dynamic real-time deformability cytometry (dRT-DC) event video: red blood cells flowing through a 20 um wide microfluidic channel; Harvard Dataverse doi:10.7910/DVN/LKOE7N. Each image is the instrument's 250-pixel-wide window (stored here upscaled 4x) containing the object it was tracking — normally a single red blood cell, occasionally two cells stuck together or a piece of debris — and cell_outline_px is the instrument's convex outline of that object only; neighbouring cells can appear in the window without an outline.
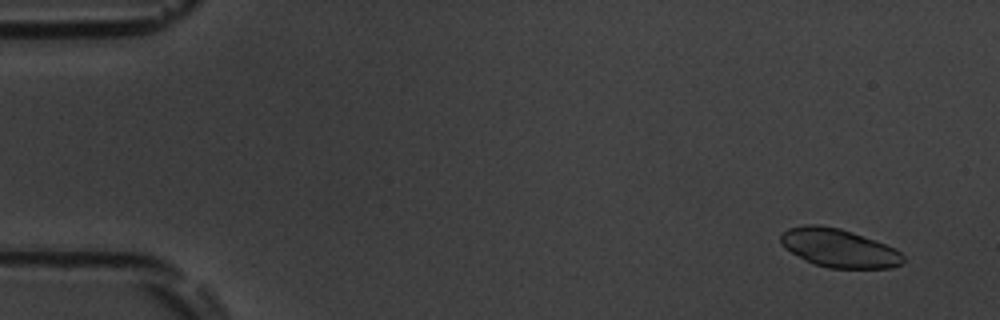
{"species": "common noctule bat (a hibernating species)", "species_latin": "Nyctalus noctula", "temperature_condition": "room temperature", "stored_images_in_passage": 55, "camera_frame_rate_fps": 3000, "um_per_image_px": 0.085, "animal": {"sex": "male", "body_mass_g": 19.5, "forearm_length_mm": 54.6}, "frame": {"image": 1, "passage_image": 4, "time_ms": 1.0, "image_size_px": [1000, 320], "cell_outline_px": [[904, 260], [900, 264], [892, 268], [828, 268], [816, 264], [784, 248], [780, 244], [780, 236], [788, 228], [804, 224], [816, 224], [840, 228], [852, 232], [896, 248], [904, 256]], "centroid_in_image_um": [71.31, 21.07], "position_along_channel_um": 13.7, "area_um2": 27.28}}
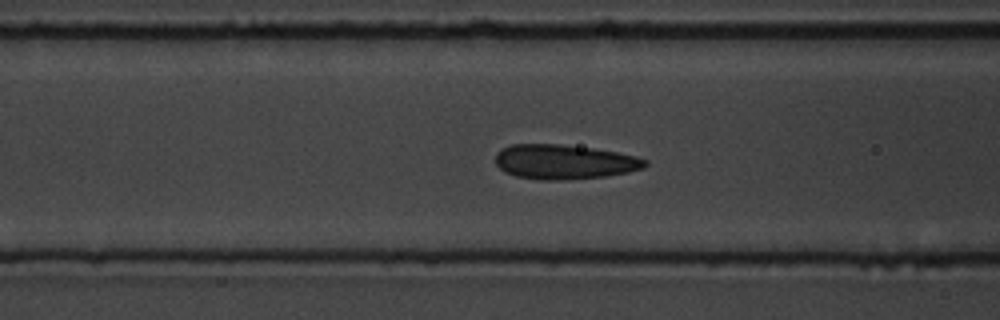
{"frame": {"image": 2, "passage_image": 22, "time_ms": 7.0, "image_size_px": [1000, 320], "cell_outline_px": [[648, 164], [644, 168], [628, 172], [604, 176], [560, 180], [540, 180], [516, 176], [504, 172], [496, 164], [496, 152], [500, 148], [512, 144], [560, 144], [592, 148], [616, 152], [636, 156], [648, 160]], "centroid_in_image_um": [47.94, 13.75], "position_along_channel_um": 118.7, "area_um2": 30.23}}
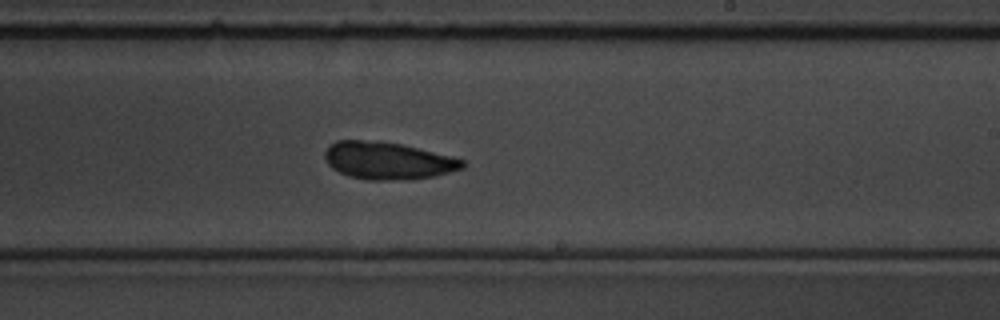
{"frame": {"image": 3, "passage_image": 33, "time_ms": 10.667, "image_size_px": [1000, 320], "cell_outline_px": [[464, 168], [432, 176], [408, 180], [368, 180], [348, 176], [332, 168], [328, 164], [324, 156], [324, 152], [336, 140], [380, 140], [400, 144], [452, 156], [464, 160]], "centroid_in_image_um": [32.94, 13.65], "position_along_channel_um": 256.1, "area_um2": 29.94}, "authors_computed_cell_mechanics": {"area_um2": 29.0734, "velocity_mm_per_s": 3.758, "shape_relaxation_time_tau1_ms": 2.8493, "shape_relaxation_time_tau2_ms": null, "deformation_change_tau1": 0.0975, "deformation_change_tau2": null}}